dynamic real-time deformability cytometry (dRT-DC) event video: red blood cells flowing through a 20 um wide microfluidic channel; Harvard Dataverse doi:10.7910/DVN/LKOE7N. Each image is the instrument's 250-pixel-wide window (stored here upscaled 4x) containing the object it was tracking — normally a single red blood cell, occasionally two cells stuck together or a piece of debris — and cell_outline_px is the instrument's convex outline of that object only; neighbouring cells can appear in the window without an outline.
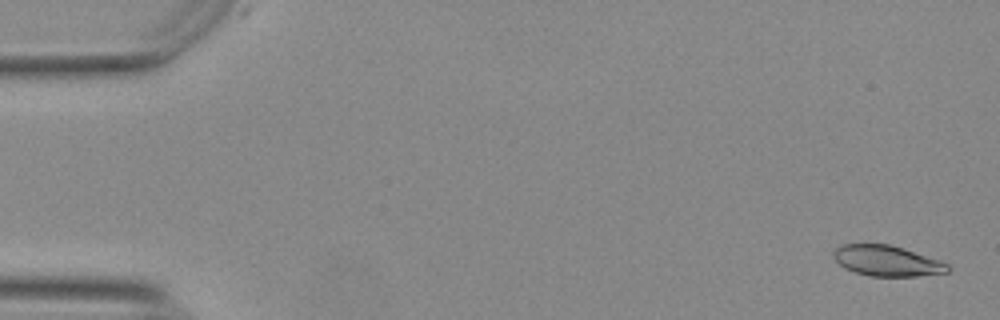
{"species": "Egyptian fruit bat (a non-hibernating species)", "species_latin": "Rousettus aegyptiacus", "temperature_condition": "warm", "stored_images_in_passage": 46, "camera_frame_rate_fps": 3000, "um_per_image_px": 0.085, "animal": {"sex": "female"}, "frame": {"image": 1, "passage_image": 2, "time_ms": 0.333, "image_size_px": [1000, 320], "cell_outline_px": [[952, 268], [948, 272], [916, 276], [868, 276], [844, 268], [832, 256], [832, 252], [836, 248], [844, 244], [888, 244], [940, 260], [948, 264]], "centroid_in_image_um": [75.38, 22.17], "position_along_channel_um": 9.6, "area_um2": 20.23}}
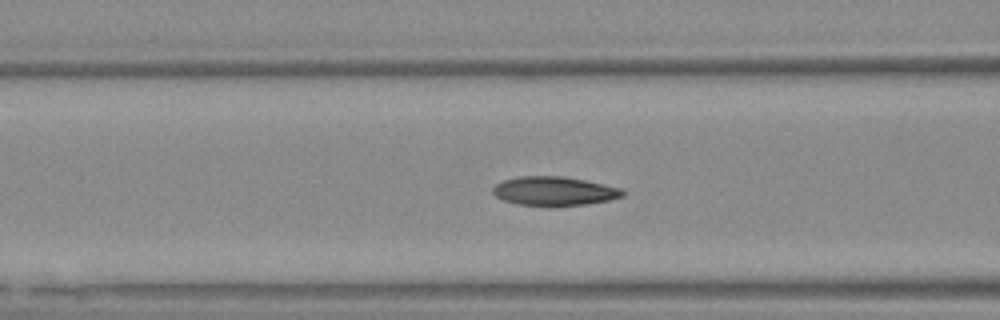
{"frame": {"image": 2, "passage_image": 22, "time_ms": 7.0, "image_size_px": [1000, 320], "cell_outline_px": [[624, 196], [608, 200], [588, 204], [516, 204], [504, 200], [496, 196], [492, 192], [492, 188], [496, 184], [504, 180], [520, 176], [560, 176], [584, 180], [620, 188], [624, 192]], "centroid_in_image_um": [47.09, 16.22], "position_along_channel_um": 119.5, "area_um2": 21.21}}
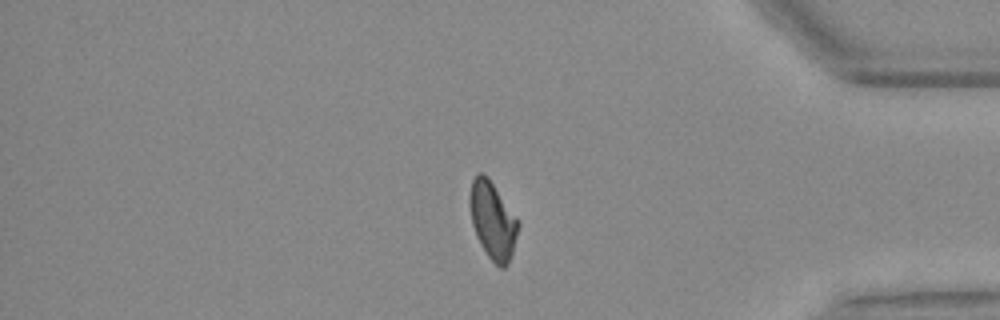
{"frame": {"image": 3, "passage_image": 46, "time_ms": 15.0, "image_size_px": [1000, 320], "cell_outline_px": [[520, 224], [512, 252], [508, 264], [504, 268], [500, 268], [488, 256], [480, 244], [476, 236], [472, 224], [468, 204], [468, 196], [472, 180], [476, 172], [484, 172], [488, 176], [520, 220]], "centroid_in_image_um": [41.86, 18.67], "position_along_channel_um": 393.3, "area_um2": 22.31}, "authors_computed_cell_mechanics": {"area_um2": 21.7617, "velocity_mm_per_s": 3.761, "shape_relaxation_time_tau1_ms": 6.3784, "shape_relaxation_time_tau2_ms": 1.9011, "deformation_change_tau1": 0.1659, "deformation_change_tau2": 0.0623}}